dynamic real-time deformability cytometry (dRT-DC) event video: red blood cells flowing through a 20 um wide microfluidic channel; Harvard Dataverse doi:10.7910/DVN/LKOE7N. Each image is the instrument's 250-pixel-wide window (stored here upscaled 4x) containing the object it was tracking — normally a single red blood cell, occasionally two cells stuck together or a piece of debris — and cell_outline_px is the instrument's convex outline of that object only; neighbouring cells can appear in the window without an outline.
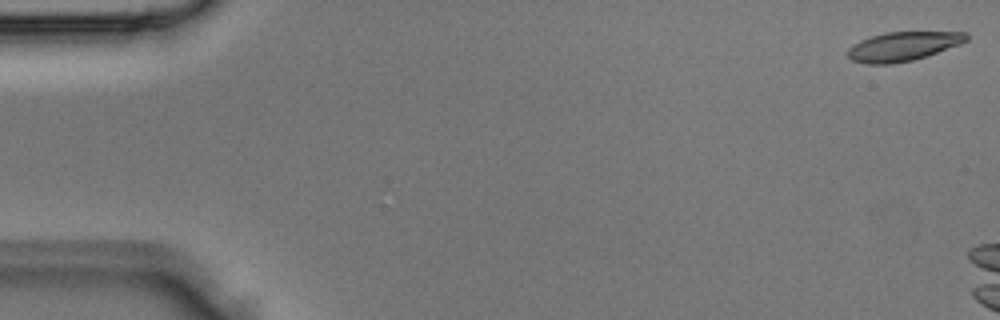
{"species": "Egyptian fruit bat (a non-hibernating species)", "species_latin": "Rousettus aegyptiacus", "temperature_condition": "room temperature", "stored_images_in_passage": 3, "camera_frame_rate_fps": 3000, "um_per_image_px": 0.085, "animal": {"sex": "male"}, "frame": {"image": 1, "passage_image": 1, "time_ms": 0.0, "image_size_px": [1000, 320], "cell_outline_px": [[968, 40], [960, 44], [912, 60], [892, 64], [868, 64], [852, 60], [848, 56], [848, 48], [852, 44], [860, 40], [884, 32], [968, 32]], "centroid_in_image_um": [76.73, 3.93], "position_along_channel_um": 8.3, "area_um2": 19.94}}